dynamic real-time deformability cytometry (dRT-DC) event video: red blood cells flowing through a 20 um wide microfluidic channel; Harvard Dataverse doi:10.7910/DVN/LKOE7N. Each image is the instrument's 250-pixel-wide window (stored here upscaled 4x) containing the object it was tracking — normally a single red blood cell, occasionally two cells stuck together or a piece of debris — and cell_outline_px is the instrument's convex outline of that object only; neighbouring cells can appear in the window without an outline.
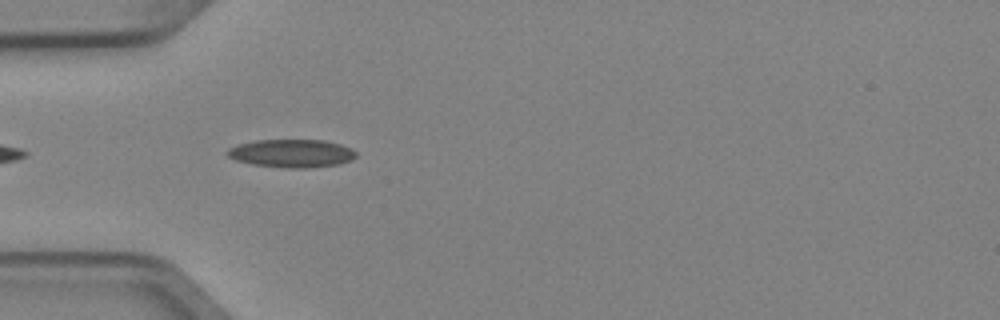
{"species": "Egyptian fruit bat (a non-hibernating species)", "species_latin": "Rousettus aegyptiacus", "temperature_condition": "cold", "stored_images_in_passage": 2, "camera_frame_rate_fps": 3000, "um_per_image_px": 0.085, "animal": {"sex": "female"}, "frame": {"image": 1, "passage_image": 1, "time_ms": 0.0, "image_size_px": [1000, 320], "cell_outline_px": [[356, 156], [352, 160], [336, 164], [304, 168], [284, 168], [252, 164], [236, 160], [228, 156], [228, 148], [240, 144], [256, 140], [324, 140], [340, 144], [352, 148], [356, 152]], "centroid_in_image_um": [24.81, 13.03], "position_along_channel_um": 60.2, "area_um2": 20.92}}
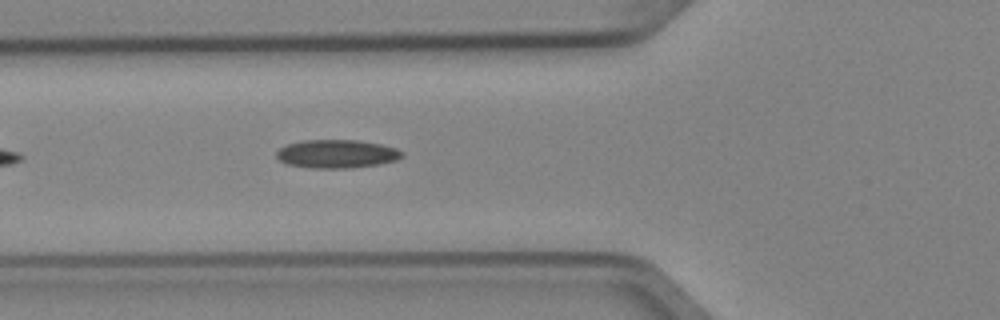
{"frame": {"image": 2, "passage_image": 2, "time_ms": 0.333, "image_size_px": [1000, 320], "cell_outline_px": [[404, 156], [396, 160], [376, 164], [352, 168], [308, 168], [288, 164], [280, 160], [276, 156], [276, 152], [280, 148], [288, 144], [300, 140], [356, 140], [380, 144], [396, 148], [404, 152]], "centroid_in_image_um": [28.62, 13.08], "position_along_channel_um": 97.2, "area_um2": 20.75}}